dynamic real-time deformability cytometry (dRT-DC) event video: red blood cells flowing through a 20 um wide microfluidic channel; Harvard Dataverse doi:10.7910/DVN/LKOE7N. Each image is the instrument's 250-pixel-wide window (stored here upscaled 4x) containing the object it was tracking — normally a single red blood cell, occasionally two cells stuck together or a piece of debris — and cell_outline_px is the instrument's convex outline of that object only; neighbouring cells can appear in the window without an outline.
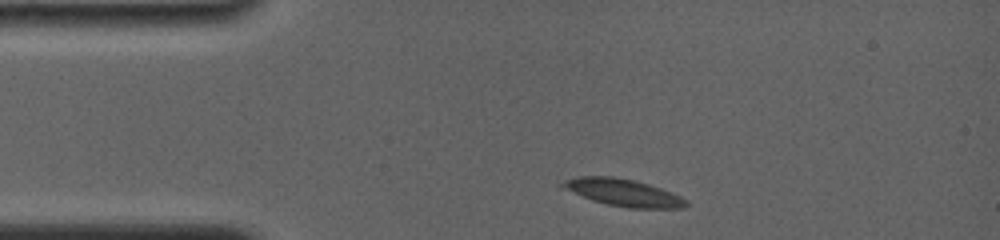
{"species": "common noctule bat (a hibernating species)", "species_latin": "Nyctalus noctula", "temperature_condition": "room temperature", "stored_images_in_passage": 5, "camera_frame_rate_fps": 4000, "um_per_image_px": 0.085, "animal": {"sex": "female", "body_mass_g": 19.0, "forearm_length_mm": 56.7}, "frame": {"image": 1, "passage_image": 1, "time_ms": 0.0, "image_size_px": [1000, 240], "cell_outline_px": [[688, 204], [680, 208], [628, 208], [608, 204], [592, 200], [556, 184], [576, 176], [612, 176], [632, 180], [648, 184], [660, 188], [680, 196], [688, 200]], "centroid_in_image_um": [52.97, 16.36], "position_along_channel_um": 32.0, "area_um2": 19.25}}
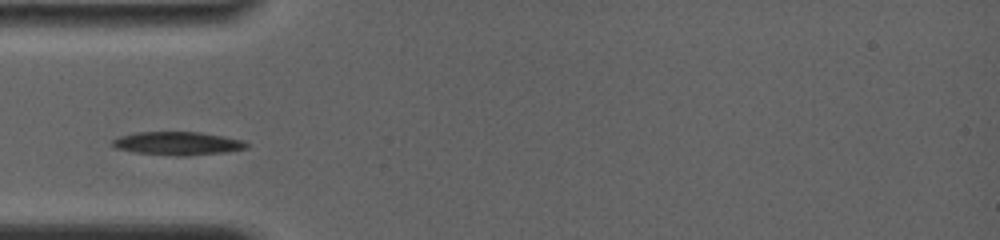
{"frame": {"image": 2, "passage_image": 3, "time_ms": 2.0, "image_size_px": [1000, 240], "cell_outline_px": [[248, 148], [224, 152], [188, 156], [180, 156], [136, 152], [116, 148], [112, 144], [112, 140], [120, 136], [136, 132], [200, 132], [224, 136], [244, 140], [248, 144]], "centroid_in_image_um": [15.14, 12.18], "position_along_channel_um": 69.9, "area_um2": 18.15}}
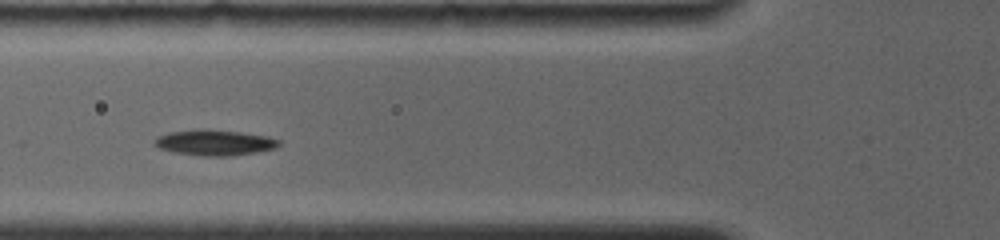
{"frame": {"image": 3, "passage_image": 4, "time_ms": 3.0, "image_size_px": [1000, 240], "cell_outline_px": [[280, 144], [276, 148], [256, 152], [228, 156], [204, 156], [176, 152], [160, 148], [152, 144], [152, 140], [156, 136], [168, 132], [196, 128], [240, 132], [268, 136], [280, 140]], "centroid_in_image_um": [18.2, 12.1], "position_along_channel_um": 107.6, "area_um2": 18.73}}